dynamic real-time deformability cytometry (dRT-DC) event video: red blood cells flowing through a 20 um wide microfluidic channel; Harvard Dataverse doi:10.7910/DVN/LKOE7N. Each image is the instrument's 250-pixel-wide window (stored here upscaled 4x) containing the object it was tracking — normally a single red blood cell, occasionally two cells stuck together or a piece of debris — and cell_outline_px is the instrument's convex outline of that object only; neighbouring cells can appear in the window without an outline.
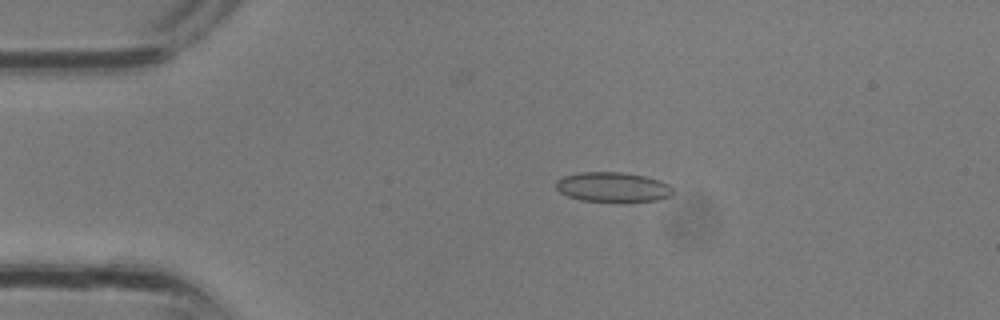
{"species": "common noctule bat (a hibernating species)", "species_latin": "Nyctalus noctula", "temperature_condition": "room temperature", "stored_images_in_passage": 2, "camera_frame_rate_fps": 3000, "um_per_image_px": 0.085, "animal": {"sex": "male", "body_mass_g": 13.3}, "frame": {"image": 1, "passage_image": 1, "time_ms": 0.0, "image_size_px": [1000, 320], "cell_outline_px": [[672, 196], [660, 200], [616, 204], [580, 200], [568, 196], [560, 192], [556, 188], [556, 180], [564, 176], [580, 172], [620, 172], [644, 176], [660, 180], [668, 184], [672, 188]], "centroid_in_image_um": [52.11, 15.95], "position_along_channel_um": 32.9, "area_um2": 21.04}}
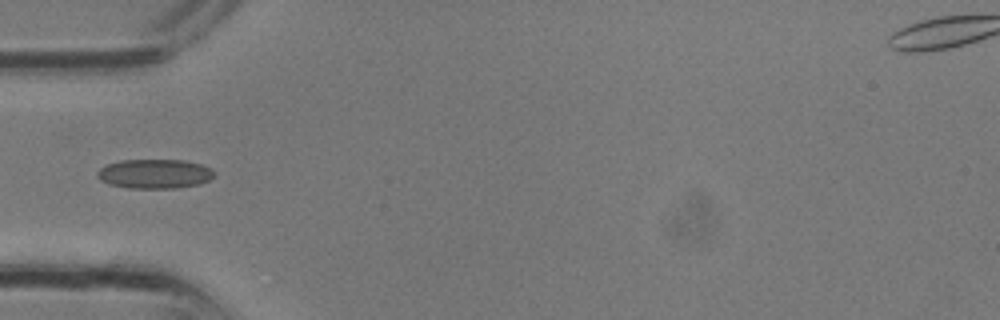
{"frame": {"image": 2, "passage_image": 2, "time_ms": 0.333, "image_size_px": [1000, 320], "cell_outline_px": [[216, 176], [200, 184], [176, 188], [128, 188], [108, 184], [100, 180], [96, 176], [96, 172], [100, 168], [108, 164], [120, 160], [184, 160], [200, 164], [212, 168], [216, 172]], "centroid_in_image_um": [13.16, 14.77], "position_along_channel_um": 71.8, "area_um2": 20.23}}